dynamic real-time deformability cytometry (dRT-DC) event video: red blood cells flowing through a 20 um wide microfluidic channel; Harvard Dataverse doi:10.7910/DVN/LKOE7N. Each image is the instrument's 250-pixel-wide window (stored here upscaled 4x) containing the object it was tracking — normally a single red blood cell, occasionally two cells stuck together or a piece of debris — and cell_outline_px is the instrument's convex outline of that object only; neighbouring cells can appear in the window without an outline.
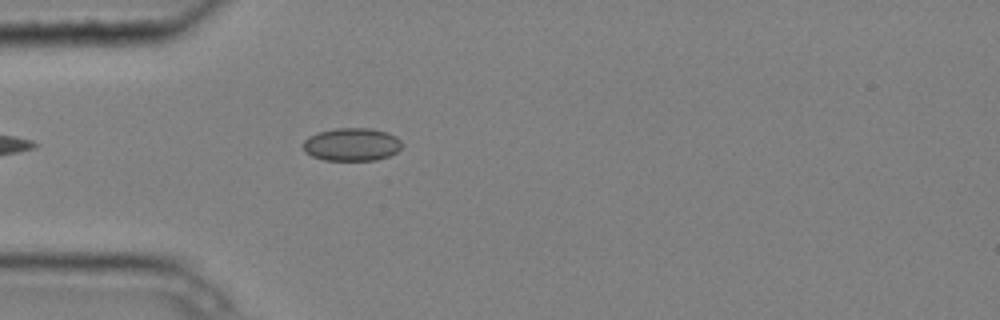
{"species": "common noctule bat (a hibernating species)", "species_latin": "Nyctalus noctula", "temperature_condition": "cold", "stored_images_in_passage": 2, "camera_frame_rate_fps": 3000, "um_per_image_px": 0.085, "animal": {"sex": "male", "body_mass_g": 20.4}, "frame": {"image": 1, "passage_image": 2, "time_ms": 0.333, "image_size_px": [1000, 320], "cell_outline_px": [[404, 144], [396, 152], [388, 156], [376, 160], [324, 160], [312, 156], [304, 152], [300, 144], [308, 136], [316, 132], [336, 128], [372, 128], [388, 132], [396, 136]], "centroid_in_image_um": [29.86, 12.27], "position_along_channel_um": 55.1, "area_um2": 19.36}}